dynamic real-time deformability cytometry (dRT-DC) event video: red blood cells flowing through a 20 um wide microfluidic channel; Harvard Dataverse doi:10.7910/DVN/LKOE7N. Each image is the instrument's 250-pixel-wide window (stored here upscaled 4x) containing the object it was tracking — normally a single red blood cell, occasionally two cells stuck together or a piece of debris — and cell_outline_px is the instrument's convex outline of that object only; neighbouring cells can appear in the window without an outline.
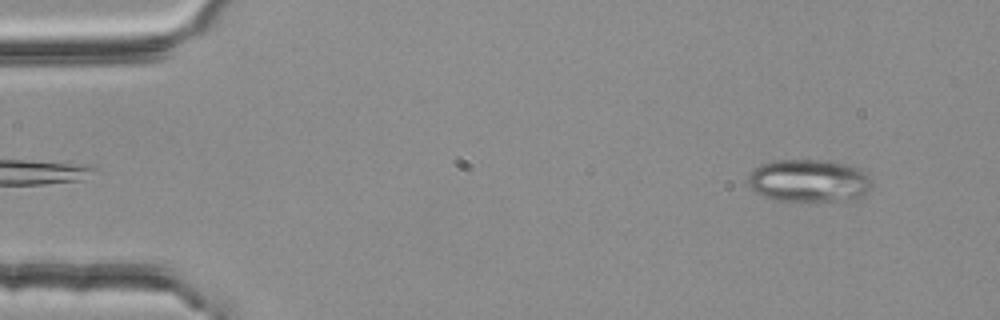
{"species": "common noctule bat (a hibernating species)", "species_latin": "Nyctalus noctula", "temperature_condition": "room temperature", "stored_images_in_passage": 3, "camera_frame_rate_fps": 3000, "um_per_image_px": 0.085, "animal": {"sex": "female", "body_mass_g": 25.1}, "frame": {"image": 1, "passage_image": 3, "time_ms": 0.667, "image_size_px": [1000, 320], "cell_outline_px": [[868, 188], [860, 200], [776, 200], [764, 196], [756, 192], [748, 184], [748, 176], [760, 164], [776, 160], [836, 160], [860, 168], [868, 176]], "centroid_in_image_um": [68.77, 15.34], "position_along_channel_um": 16.2, "area_um2": 30.63}}